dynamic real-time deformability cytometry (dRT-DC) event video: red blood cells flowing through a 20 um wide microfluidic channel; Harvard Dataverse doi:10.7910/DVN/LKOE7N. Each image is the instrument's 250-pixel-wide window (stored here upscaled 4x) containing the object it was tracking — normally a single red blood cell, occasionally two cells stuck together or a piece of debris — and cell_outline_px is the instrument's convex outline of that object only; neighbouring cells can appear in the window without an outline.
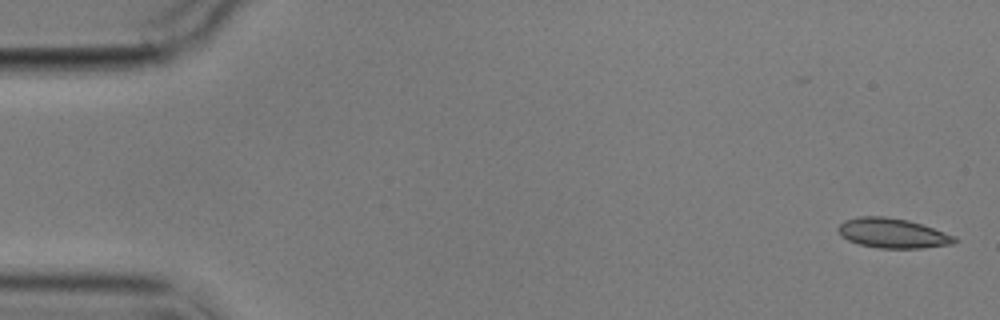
{"species": "common noctule bat (a hibernating species)", "species_latin": "Nyctalus noctula", "temperature_condition": "cold", "stored_images_in_passage": 4, "camera_frame_rate_fps": 3000, "um_per_image_px": 0.085, "animal": {"sex": "male", "body_mass_g": 17.9}, "frame": {"image": 1, "passage_image": 1, "time_ms": 0.0, "image_size_px": [1000, 320], "cell_outline_px": [[960, 240], [952, 244], [924, 248], [880, 248], [860, 244], [848, 240], [840, 236], [836, 228], [844, 220], [856, 216], [884, 216], [908, 220], [956, 236]], "centroid_in_image_um": [75.85, 19.82], "position_along_channel_um": 9.1, "area_um2": 20.29}}
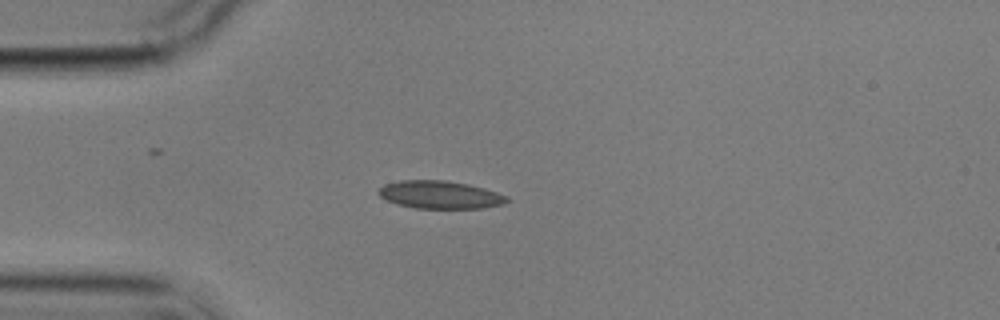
{"frame": {"image": 2, "passage_image": 4, "time_ms": 4.333, "image_size_px": [1000, 320], "cell_outline_px": [[512, 200], [504, 204], [484, 208], [416, 208], [396, 204], [380, 196], [376, 192], [384, 184], [400, 180], [444, 180], [468, 184], [484, 188], [508, 196]], "centroid_in_image_um": [37.43, 16.55], "position_along_channel_um": 47.6, "area_um2": 20.92}}